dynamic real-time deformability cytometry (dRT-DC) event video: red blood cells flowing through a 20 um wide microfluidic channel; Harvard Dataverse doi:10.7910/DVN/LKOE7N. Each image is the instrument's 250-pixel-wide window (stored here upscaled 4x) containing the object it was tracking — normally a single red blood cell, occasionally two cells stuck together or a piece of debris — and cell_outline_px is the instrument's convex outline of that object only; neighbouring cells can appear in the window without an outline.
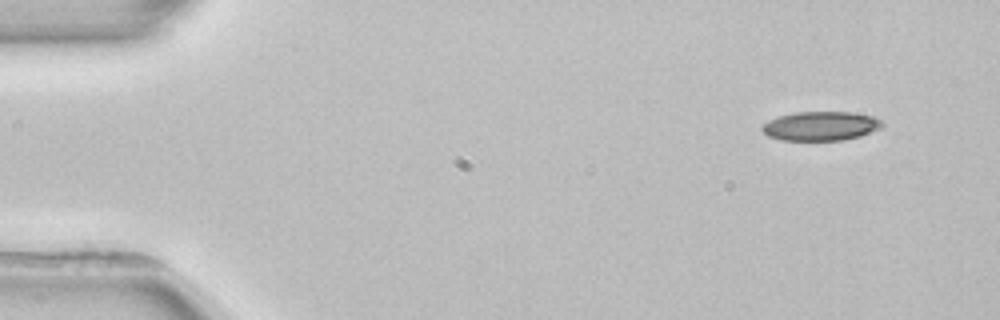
{"species": "common noctule bat (a hibernating species)", "species_latin": "Nyctalus noctula", "temperature_condition": "room temperature", "stored_images_in_passage": 3, "camera_frame_rate_fps": 3000, "um_per_image_px": 0.085, "animal": {"sex": "female", "body_mass_g": 22.7, "forearm_length_mm": 54.2}, "frame": {"image": 1, "passage_image": 1, "time_ms": 0.0, "image_size_px": [1000, 320], "cell_outline_px": [[884, 124], [880, 128], [860, 136], [840, 140], [780, 140], [768, 136], [760, 128], [768, 120], [776, 116], [796, 112], [852, 112], [872, 116], [880, 120]], "centroid_in_image_um": [69.73, 10.7], "position_along_channel_um": 15.3, "area_um2": 20.35}}